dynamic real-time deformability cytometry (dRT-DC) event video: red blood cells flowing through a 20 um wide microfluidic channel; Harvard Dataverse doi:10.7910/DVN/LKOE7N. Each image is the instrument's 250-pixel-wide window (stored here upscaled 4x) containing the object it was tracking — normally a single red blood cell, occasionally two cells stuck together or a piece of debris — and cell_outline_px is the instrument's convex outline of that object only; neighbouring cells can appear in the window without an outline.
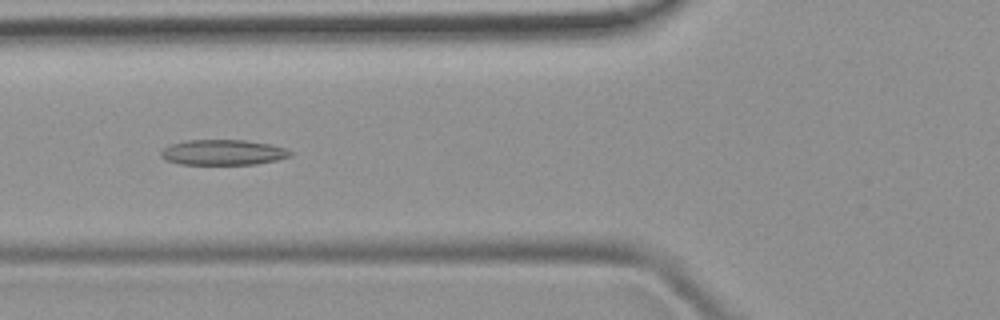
{"species": "common noctule bat (a hibernating species)", "species_latin": "Nyctalus noctula", "temperature_condition": "room temperature", "stored_images_in_passage": 37, "camera_frame_rate_fps": 3000, "um_per_image_px": 0.085, "animal": {"sex": "female", "body_mass_g": 19.9}, "frame": {"image": 1, "passage_image": 13, "time_ms": 4.0, "image_size_px": [1000, 320], "cell_outline_px": [[292, 156], [276, 160], [256, 164], [180, 164], [164, 160], [160, 156], [160, 152], [168, 144], [184, 140], [244, 140], [272, 144], [284, 148], [292, 152]], "centroid_in_image_um": [18.92, 12.95], "position_along_channel_um": 106.9, "area_um2": 19.31}}
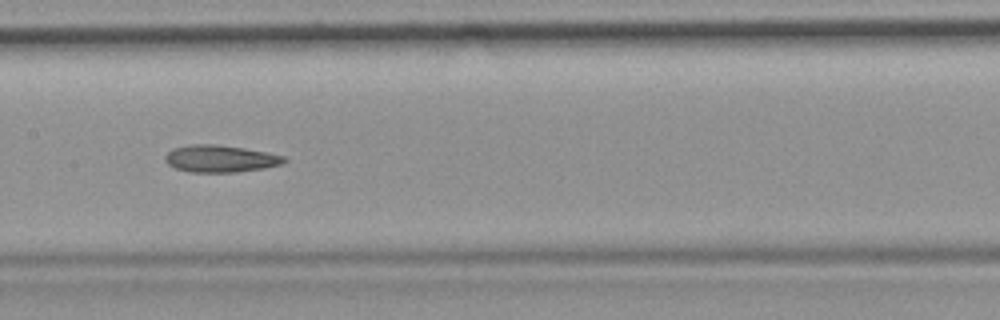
{"frame": {"image": 2, "passage_image": 19, "time_ms": 6.0, "image_size_px": [1000, 320], "cell_outline_px": [[288, 160], [284, 164], [264, 168], [236, 172], [188, 172], [176, 168], [168, 164], [164, 160], [164, 156], [172, 148], [192, 144], [216, 144], [244, 148], [284, 156]], "centroid_in_image_um": [18.71, 13.49], "position_along_channel_um": 188.7, "area_um2": 18.84}}
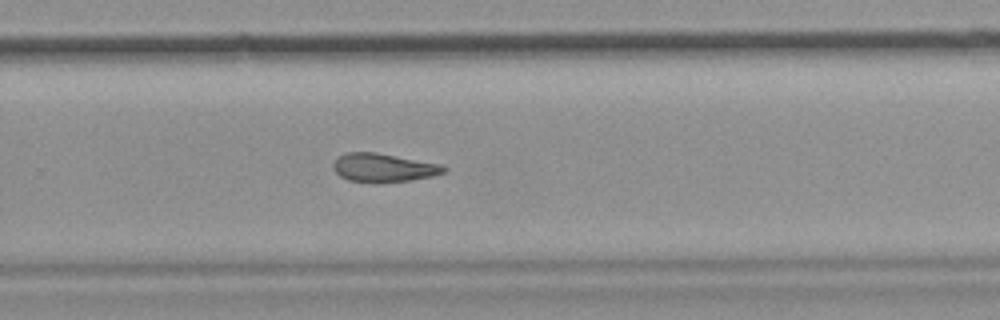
{"frame": {"image": 3, "passage_image": 27, "time_ms": 8.667, "image_size_px": [1000, 320], "cell_outline_px": [[448, 168], [444, 172], [432, 176], [408, 180], [376, 184], [372, 184], [348, 180], [340, 176], [332, 168], [332, 164], [344, 152], [376, 152], [440, 164]], "centroid_in_image_um": [32.55, 14.27], "position_along_channel_um": 297.2, "area_um2": 18.55}}